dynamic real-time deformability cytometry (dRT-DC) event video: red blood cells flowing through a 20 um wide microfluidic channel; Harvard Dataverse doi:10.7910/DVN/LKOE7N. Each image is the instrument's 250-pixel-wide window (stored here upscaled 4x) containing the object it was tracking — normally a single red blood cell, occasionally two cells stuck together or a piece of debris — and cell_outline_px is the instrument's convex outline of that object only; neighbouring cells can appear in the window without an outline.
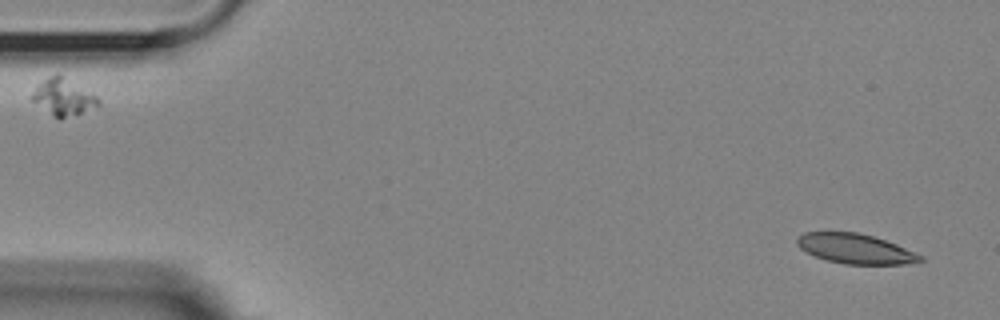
{"species": "Egyptian fruit bat (a non-hibernating species)", "species_latin": "Rousettus aegyptiacus", "temperature_condition": "room temperature", "stored_images_in_passage": 55, "segment_of_instrument_passage": [1, 2], "camera_frame_rate_fps": 3000, "um_per_image_px": 0.085, "animal": {"sex": "female"}, "frame": {"image": 1, "passage_image": 2, "time_ms": 0.333, "image_size_px": [1000, 320], "cell_outline_px": [[924, 260], [904, 264], [844, 264], [828, 260], [816, 256], [800, 248], [796, 244], [796, 240], [804, 232], [860, 232], [896, 244], [924, 256]], "centroid_in_image_um": [72.72, 21.14], "position_along_channel_um": 12.3, "area_um2": 21.21}}
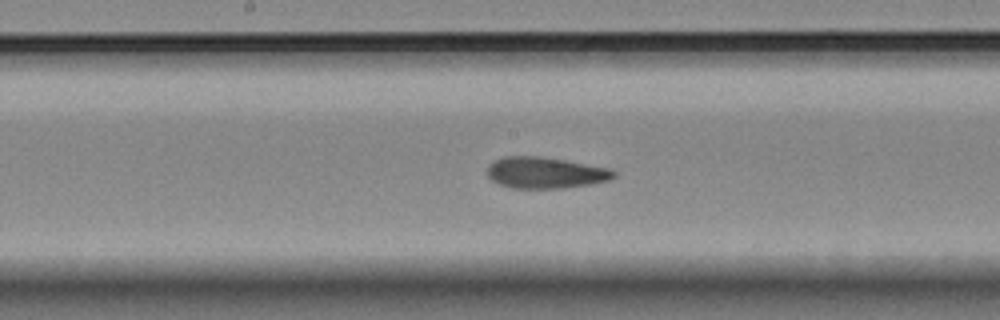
{"frame": {"image": 2, "passage_image": 27, "time_ms": 8.667, "image_size_px": [1000, 320], "cell_outline_px": [[616, 176], [608, 180], [592, 184], [564, 188], [512, 188], [500, 184], [492, 180], [488, 176], [488, 164], [504, 156], [540, 156], [612, 168], [616, 172]], "centroid_in_image_um": [46.38, 14.68], "position_along_channel_um": 201.8, "area_um2": 23.12}}
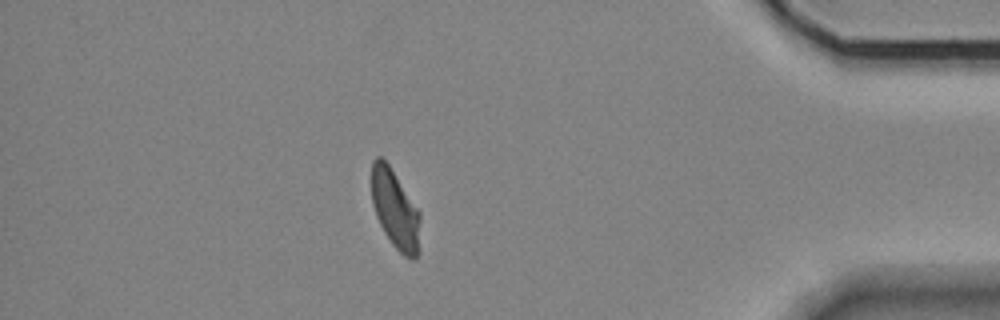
{"frame": {"image": 3, "passage_image": 47, "time_ms": 15.333, "image_size_px": [1000, 320], "cell_outline_px": [[420, 252], [412, 260], [404, 256], [392, 244], [384, 232], [376, 216], [372, 204], [372, 160], [376, 156], [380, 156], [388, 164], [420, 212]], "centroid_in_image_um": [33.6, 17.83], "position_along_channel_um": 401.6, "area_um2": 22.37}}